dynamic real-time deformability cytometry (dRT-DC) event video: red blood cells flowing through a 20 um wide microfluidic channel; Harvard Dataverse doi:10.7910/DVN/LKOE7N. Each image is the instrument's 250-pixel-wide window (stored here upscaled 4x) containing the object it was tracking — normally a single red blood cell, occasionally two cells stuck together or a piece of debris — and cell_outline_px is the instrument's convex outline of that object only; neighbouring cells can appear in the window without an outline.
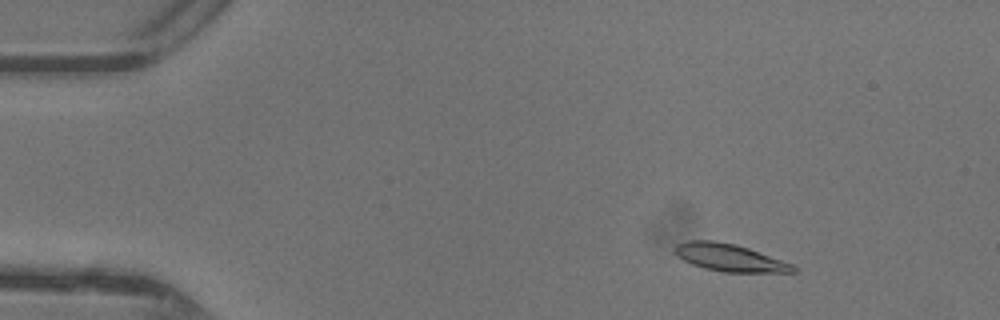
{"species": "common noctule bat (a hibernating species)", "species_latin": "Nyctalus noctula", "temperature_condition": "warm", "stored_images_in_passage": 47, "camera_frame_rate_fps": 3000, "um_per_image_px": 0.085, "animal": {"sex": "female"}, "frame": {"image": 1, "passage_image": 6, "time_ms": 1.667, "image_size_px": [1000, 320], "cell_outline_px": [[796, 272], [724, 272], [704, 268], [692, 264], [684, 260], [672, 248], [676, 244], [688, 240], [712, 240], [736, 244], [748, 248], [792, 264], [796, 268]], "centroid_in_image_um": [61.99, 21.89], "position_along_channel_um": 23.0, "area_um2": 18.67}}
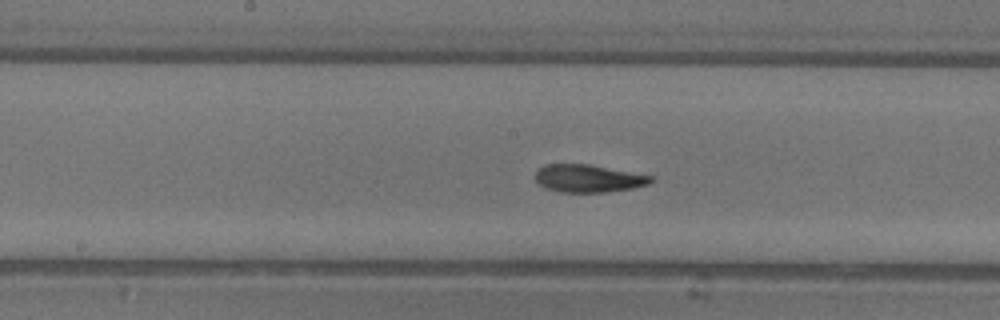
{"frame": {"image": 2, "passage_image": 24, "time_ms": 7.667, "image_size_px": [1000, 320], "cell_outline_px": [[656, 180], [648, 184], [632, 188], [604, 192], [560, 192], [548, 188], [540, 184], [536, 180], [536, 172], [544, 164], [588, 164], [656, 176]], "centroid_in_image_um": [50.07, 15.16], "position_along_channel_um": 198.1, "area_um2": 18.61}}
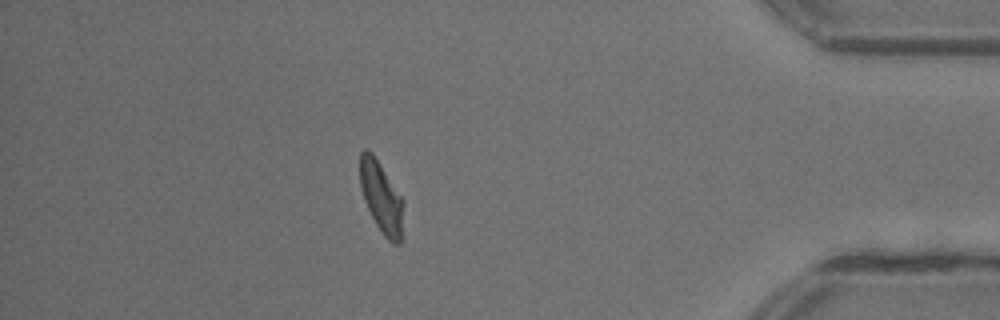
{"frame": {"image": 3, "passage_image": 41, "time_ms": 13.333, "image_size_px": [1000, 320], "cell_outline_px": [[404, 236], [400, 244], [392, 244], [384, 236], [376, 224], [364, 200], [360, 188], [360, 152], [364, 148], [368, 148], [372, 152], [404, 200]], "centroid_in_image_um": [32.45, 16.82], "position_along_channel_um": 402.7, "area_um2": 18.55}, "authors_computed_cell_mechanics": {"area_um2": 18.6694, "velocity_mm_per_s": 4.3765, "shape_relaxation_time_tau1_ms": 4.1651, "shape_relaxation_time_tau2_ms": 2.7596, "deformation_change_tau1": 0.17, "deformation_change_tau2": 0.0895}}